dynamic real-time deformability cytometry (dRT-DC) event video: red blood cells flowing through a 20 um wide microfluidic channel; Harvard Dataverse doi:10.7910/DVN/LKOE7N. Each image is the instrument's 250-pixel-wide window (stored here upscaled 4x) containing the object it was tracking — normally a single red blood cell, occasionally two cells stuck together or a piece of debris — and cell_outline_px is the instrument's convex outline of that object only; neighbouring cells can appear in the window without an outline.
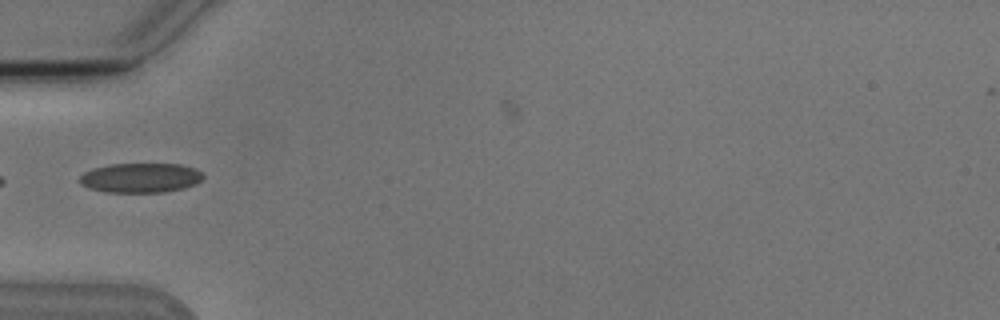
{"species": "Egyptian fruit bat (a non-hibernating species)", "species_latin": "Rousettus aegyptiacus", "temperature_condition": "cold", "stored_images_in_passage": 6, "camera_frame_rate_fps": 3000, "um_per_image_px": 0.085, "animal": {"sex": "male"}, "frame": {"image": 1, "passage_image": 3, "time_ms": 3.333, "image_size_px": [1000, 320], "cell_outline_px": [[204, 176], [196, 184], [184, 188], [164, 192], [108, 192], [88, 188], [80, 184], [80, 176], [84, 172], [92, 168], [112, 164], [180, 164], [196, 168]], "centroid_in_image_um": [11.94, 15.11], "position_along_channel_um": 73.1, "area_um2": 21.33}}
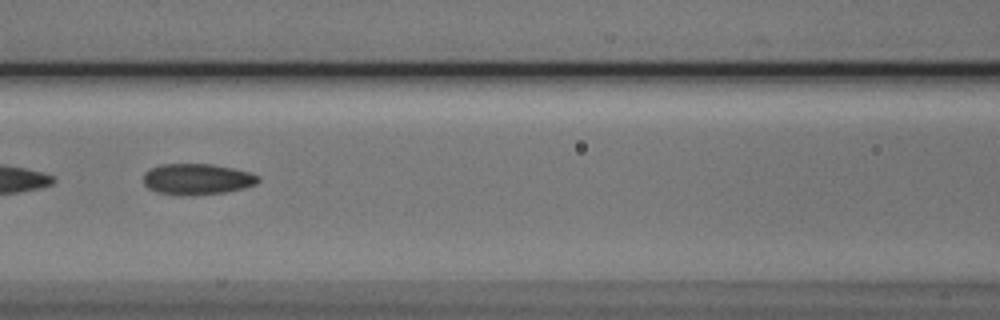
{"frame": {"image": 2, "passage_image": 5, "time_ms": 5.333, "image_size_px": [1000, 320], "cell_outline_px": [[260, 180], [256, 184], [244, 188], [224, 192], [192, 196], [180, 196], [156, 192], [148, 188], [144, 184], [144, 172], [160, 164], [212, 164], [252, 172], [260, 176]], "centroid_in_image_um": [16.76, 15.24], "position_along_channel_um": 149.8, "area_um2": 21.04}}
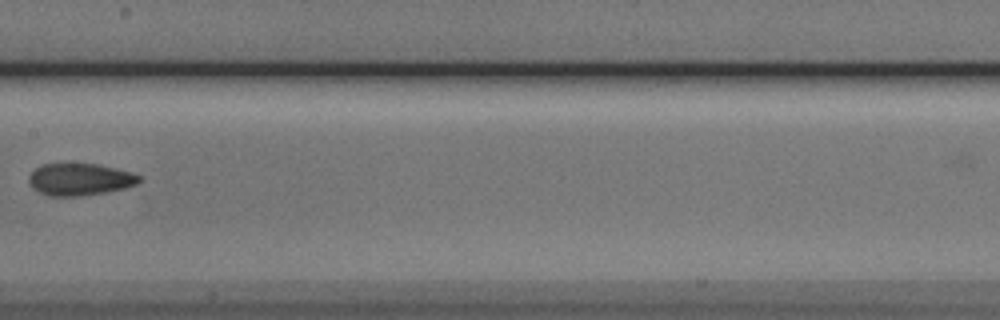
{"frame": {"image": 3, "passage_image": 6, "time_ms": 6.667, "image_size_px": [1000, 320], "cell_outline_px": [[144, 180], [136, 184], [124, 188], [104, 192], [80, 196], [48, 196], [32, 188], [28, 180], [28, 176], [40, 164], [96, 164], [128, 172], [140, 176]], "centroid_in_image_um": [6.75, 15.25], "position_along_channel_um": 200.7, "area_um2": 20.4}}